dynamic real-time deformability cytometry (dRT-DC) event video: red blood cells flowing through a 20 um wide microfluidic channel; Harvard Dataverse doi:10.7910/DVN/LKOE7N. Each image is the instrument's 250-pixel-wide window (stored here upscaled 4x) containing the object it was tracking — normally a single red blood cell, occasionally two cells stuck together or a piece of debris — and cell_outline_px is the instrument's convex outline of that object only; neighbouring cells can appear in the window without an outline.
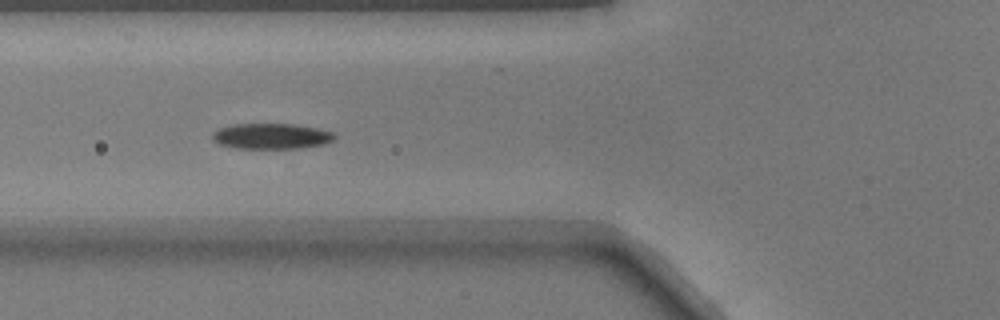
{"species": "common noctule bat (a hibernating species)", "species_latin": "Nyctalus noctula", "temperature_condition": "warm", "stored_images_in_passage": 18, "camera_frame_rate_fps": 3000, "um_per_image_px": 0.085, "animal": {"sex": "male", "body_mass_g": 17.9}, "frame": {"image": 1, "passage_image": 9, "time_ms": 2.667, "image_size_px": [1000, 320], "cell_outline_px": [[336, 140], [324, 144], [300, 148], [236, 148], [216, 144], [212, 140], [212, 132], [220, 128], [236, 124], [292, 124], [316, 128], [332, 132], [336, 136]], "centroid_in_image_um": [23.05, 11.58], "position_along_channel_um": 102.8, "area_um2": 18.26}}
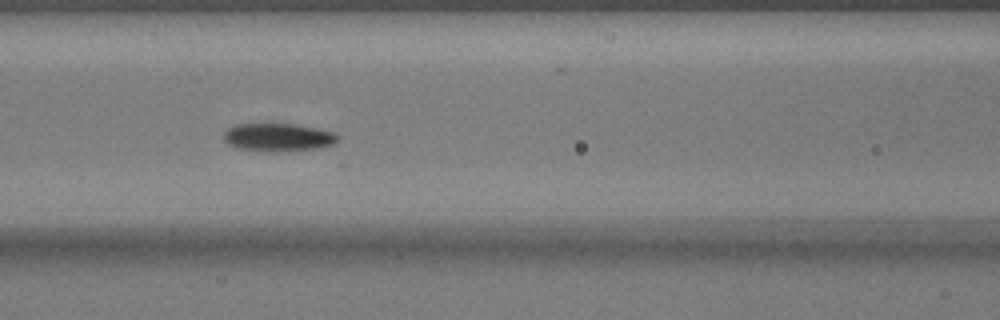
{"frame": {"image": 2, "passage_image": 12, "time_ms": 3.667, "image_size_px": [1000, 320], "cell_outline_px": [[340, 140], [332, 144], [320, 148], [272, 152], [236, 148], [228, 144], [224, 140], [224, 132], [228, 128], [236, 124], [292, 124], [316, 128], [336, 132], [340, 136]], "centroid_in_image_um": [23.67, 11.67], "position_along_channel_um": 142.9, "area_um2": 18.73}}